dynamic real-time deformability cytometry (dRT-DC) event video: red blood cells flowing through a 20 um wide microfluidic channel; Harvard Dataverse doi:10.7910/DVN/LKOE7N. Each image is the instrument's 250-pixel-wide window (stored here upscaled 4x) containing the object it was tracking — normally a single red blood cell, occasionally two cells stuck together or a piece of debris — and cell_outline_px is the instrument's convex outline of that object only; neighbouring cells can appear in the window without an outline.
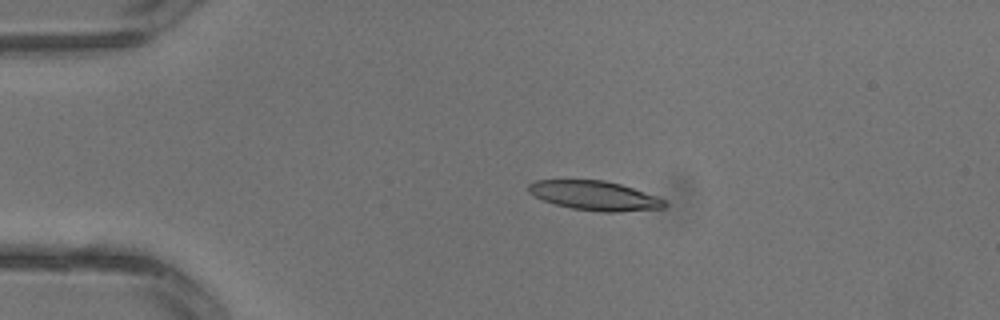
{"species": "common noctule bat (a hibernating species)", "species_latin": "Nyctalus noctula", "temperature_condition": "warm", "stored_images_in_passage": 2, "camera_frame_rate_fps": 3000, "um_per_image_px": 0.085, "animal": {"sex": "male", "body_mass_g": 13.3}, "frame": {"image": 1, "passage_image": 1, "time_ms": 0.0, "image_size_px": [1000, 320], "cell_outline_px": [[668, 204], [664, 208], [620, 212], [600, 212], [572, 208], [556, 204], [544, 200], [528, 192], [528, 184], [536, 180], [604, 180], [620, 184], [656, 196], [664, 200]], "centroid_in_image_um": [50.56, 16.63], "position_along_channel_um": 34.4, "area_um2": 23.12}}
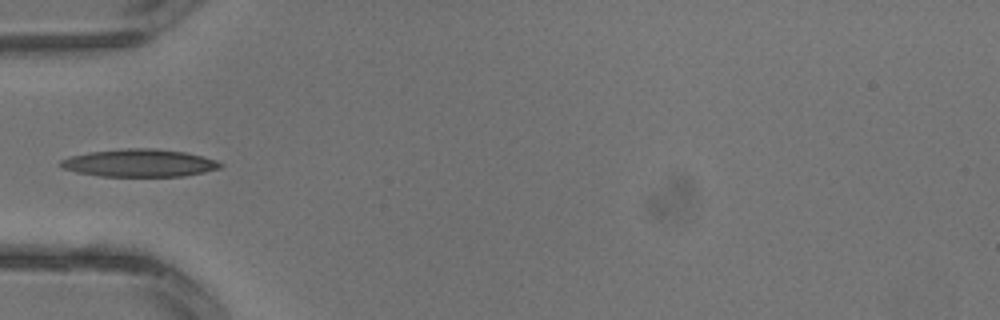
{"frame": {"image": 2, "passage_image": 2, "time_ms": 0.333, "image_size_px": [1000, 320], "cell_outline_px": [[224, 164], [220, 168], [204, 172], [184, 176], [100, 176], [76, 172], [64, 168], [60, 164], [60, 160], [68, 156], [88, 152], [124, 148], [156, 148], [184, 152], [216, 160]], "centroid_in_image_um": [11.83, 13.85], "position_along_channel_um": 73.2, "area_um2": 25.72}}